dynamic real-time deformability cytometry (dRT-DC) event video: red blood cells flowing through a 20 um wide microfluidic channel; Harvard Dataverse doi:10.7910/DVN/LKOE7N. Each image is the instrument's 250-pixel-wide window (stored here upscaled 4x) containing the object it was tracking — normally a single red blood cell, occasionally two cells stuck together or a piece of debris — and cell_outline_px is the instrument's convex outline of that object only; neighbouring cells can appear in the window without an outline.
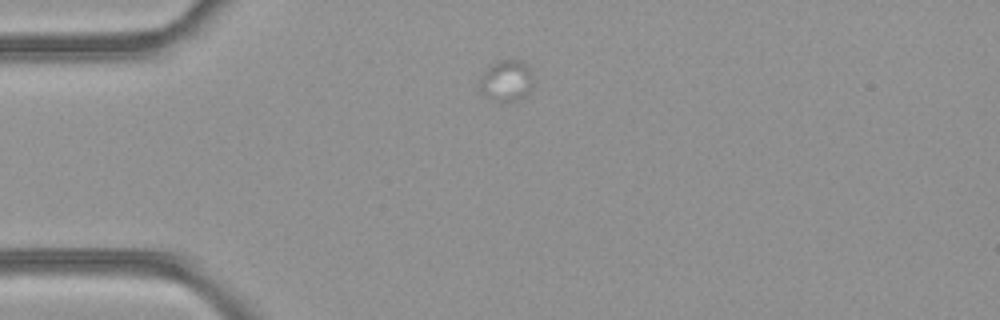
{"species": "common noctule bat (a hibernating species)", "species_latin": "Nyctalus noctula", "temperature_condition": "room temperature", "stored_images_in_passage": 4, "camera_frame_rate_fps": 3000, "um_per_image_px": 0.085, "animal": {"sex": "female", "body_mass_g": 21.9}, "frame": {"image": 1, "passage_image": 4, "time_ms": 1.0, "image_size_px": [1000, 320], "cell_outline_px": [[532, 84], [524, 96], [520, 100], [500, 104], [480, 92], [476, 88], [480, 76], [488, 64], [496, 60], [520, 60], [528, 68], [532, 76]], "centroid_in_image_um": [42.94, 6.88], "position_along_channel_um": 42.1, "area_um2": 13.35}}